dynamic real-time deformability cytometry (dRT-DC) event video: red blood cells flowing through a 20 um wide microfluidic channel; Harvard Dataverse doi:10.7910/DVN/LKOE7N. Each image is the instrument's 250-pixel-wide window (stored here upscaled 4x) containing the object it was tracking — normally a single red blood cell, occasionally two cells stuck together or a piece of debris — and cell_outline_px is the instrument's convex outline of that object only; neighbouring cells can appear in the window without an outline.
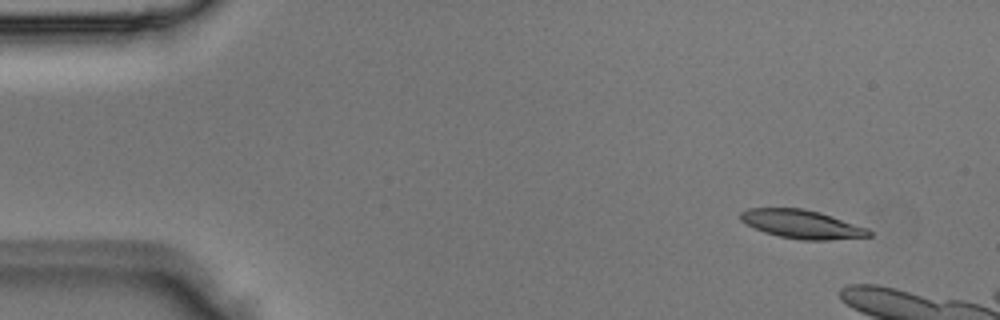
{"species": "Egyptian fruit bat (a non-hibernating species)", "species_latin": "Rousettus aegyptiacus", "temperature_condition": "room temperature", "stored_images_in_passage": 3, "camera_frame_rate_fps": 3000, "um_per_image_px": 0.085, "animal": {"sex": "male"}, "frame": {"image": 1, "passage_image": 1, "time_ms": 0.0, "image_size_px": [1000, 320], "cell_outline_px": [[872, 236], [828, 240], [800, 240], [780, 236], [764, 232], [752, 228], [740, 220], [740, 212], [748, 208], [804, 208], [820, 212], [868, 228], [872, 232]], "centroid_in_image_um": [68.14, 19.05], "position_along_channel_um": 16.9, "area_um2": 21.5}}